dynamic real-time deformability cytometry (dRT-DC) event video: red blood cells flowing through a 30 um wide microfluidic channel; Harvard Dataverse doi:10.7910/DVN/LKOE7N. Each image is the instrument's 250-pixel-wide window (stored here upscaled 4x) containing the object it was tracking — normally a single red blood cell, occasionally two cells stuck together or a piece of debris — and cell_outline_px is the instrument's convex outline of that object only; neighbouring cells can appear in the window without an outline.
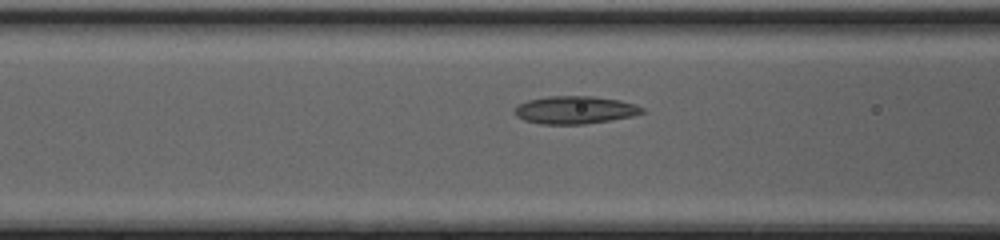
{"species": "common noctule bat (a hibernating species)", "species_latin": "Nyctalus noctula", "temperature_condition": "cold", "stored_images_in_passage": 41, "camera_frame_rate_fps": 3000, "um_per_image_px": 0.085, "animal": {"sex": "female", "body_mass_g": 20.0, "forearm_length_mm": 54.0}, "frame": {"image": 1, "passage_image": 14, "time_ms": 4.333, "image_size_px": [1000, 240], "cell_outline_px": [[648, 112], [632, 116], [584, 124], [540, 124], [524, 120], [516, 116], [512, 112], [516, 104], [528, 100], [548, 96], [592, 96], [620, 100], [636, 104], [644, 108]], "centroid_in_image_um": [48.85, 9.34], "position_along_channel_um": 117.7, "area_um2": 20.87}}
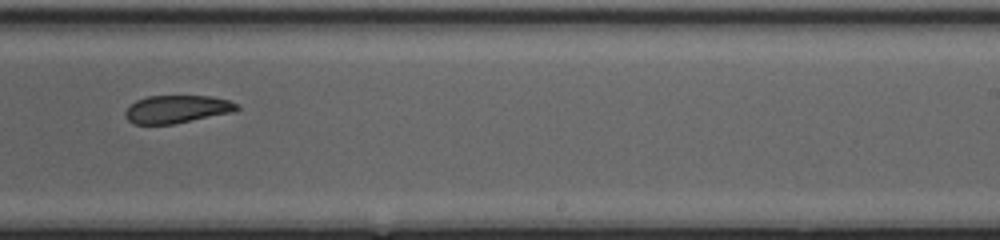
{"frame": {"image": 2, "passage_image": 25, "time_ms": 8.0, "image_size_px": [1000, 240], "cell_outline_px": [[240, 108], [236, 112], [172, 124], [132, 124], [124, 116], [124, 112], [136, 100], [148, 96], [212, 96], [228, 100], [236, 104]], "centroid_in_image_um": [15.05, 9.28], "position_along_channel_um": 274.0, "area_um2": 18.15}}
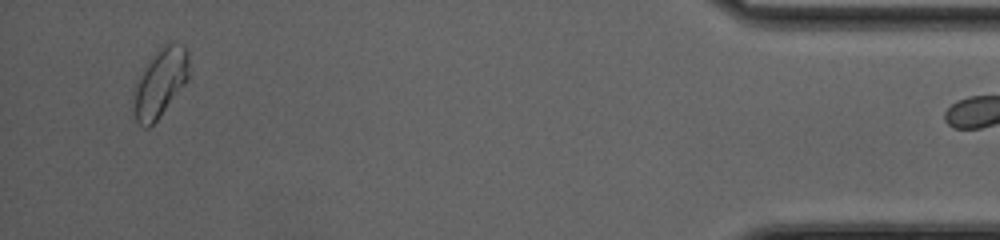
{"frame": {"image": 3, "passage_image": 40, "time_ms": 13.0, "image_size_px": [1000, 240], "cell_outline_px": [[188, 80], [156, 120], [148, 128], [144, 128], [136, 120], [132, 108], [136, 80], [148, 60], [160, 44], [184, 44], [188, 48]], "centroid_in_image_um": [13.6, 6.99], "position_along_channel_um": 421.6, "area_um2": 22.2}}